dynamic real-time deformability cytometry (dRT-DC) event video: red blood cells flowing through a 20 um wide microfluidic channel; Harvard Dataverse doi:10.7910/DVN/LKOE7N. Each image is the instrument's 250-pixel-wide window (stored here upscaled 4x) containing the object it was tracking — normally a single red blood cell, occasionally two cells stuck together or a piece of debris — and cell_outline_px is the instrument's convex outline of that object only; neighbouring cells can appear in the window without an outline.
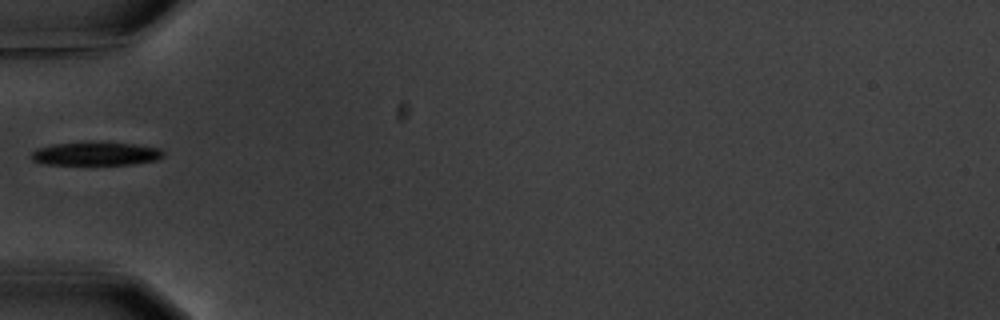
{"species": "common noctule bat (a hibernating species)", "species_latin": "Nyctalus noctula", "temperature_condition": "warm", "stored_images_in_passage": 6, "camera_frame_rate_fps": 3000, "um_per_image_px": 0.085, "animal": {"sex": "male", "body_mass_g": 20.1, "forearm_length_mm": 53.5}, "frame": {"image": 1, "passage_image": 6, "time_ms": 5.667, "image_size_px": [1000, 320], "cell_outline_px": [[164, 156], [156, 160], [132, 164], [48, 164], [32, 160], [32, 152], [36, 148], [52, 144], [84, 140], [100, 140], [136, 144], [160, 148], [164, 152]], "centroid_in_image_um": [8.16, 13.01], "position_along_channel_um": 76.8, "area_um2": 18.67}}